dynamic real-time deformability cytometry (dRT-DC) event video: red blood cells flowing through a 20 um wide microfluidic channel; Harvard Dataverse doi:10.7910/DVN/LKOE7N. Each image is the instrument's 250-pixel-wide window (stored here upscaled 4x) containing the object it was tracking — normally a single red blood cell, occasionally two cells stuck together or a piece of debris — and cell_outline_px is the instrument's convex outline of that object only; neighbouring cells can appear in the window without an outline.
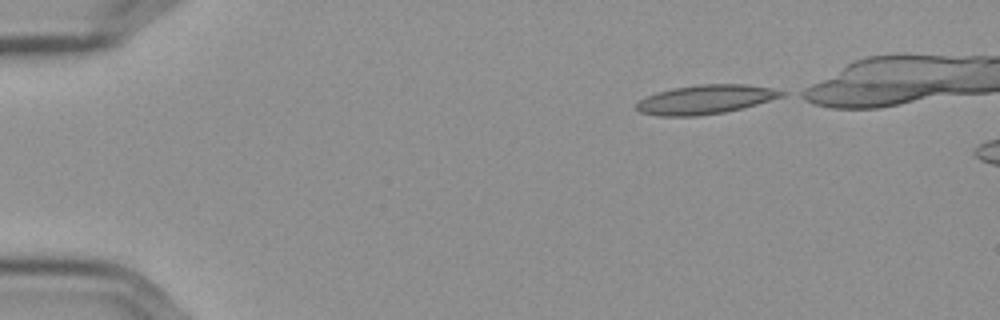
{"species": "Egyptian fruit bat (a non-hibernating species)", "species_latin": "Rousettus aegyptiacus", "temperature_condition": "cold", "stored_images_in_passage": 7, "camera_frame_rate_fps": 3000, "um_per_image_px": 0.085, "frame": {"image": 1, "passage_image": 1, "time_ms": 0.0, "image_size_px": [1000, 320], "cell_outline_px": [[788, 92], [784, 96], [756, 104], [724, 112], [696, 116], [660, 116], [640, 112], [636, 108], [636, 104], [640, 100], [656, 92], [676, 88], [700, 84], [744, 84], [768, 88]], "centroid_in_image_um": [59.96, 8.46], "position_along_channel_um": 25.0, "area_um2": 24.22}}